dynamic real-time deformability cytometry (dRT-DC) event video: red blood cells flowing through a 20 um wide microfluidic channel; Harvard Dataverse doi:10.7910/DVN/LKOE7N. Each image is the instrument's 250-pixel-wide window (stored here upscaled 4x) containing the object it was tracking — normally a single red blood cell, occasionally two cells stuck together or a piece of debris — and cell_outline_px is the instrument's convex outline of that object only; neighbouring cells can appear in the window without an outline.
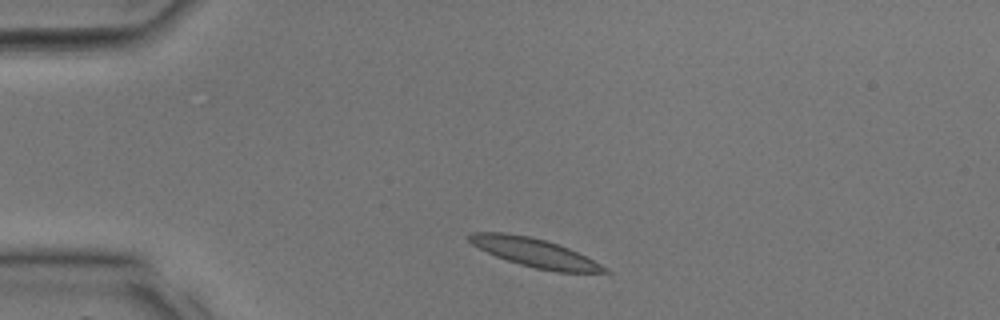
{"species": "common noctule bat (a hibernating species)", "species_latin": "Nyctalus noctula", "temperature_condition": "room temperature", "stored_images_in_passage": 29, "camera_frame_rate_fps": 3000, "um_per_image_px": 0.085, "animal": {"sex": "male", "body_mass_g": 17.9, "forearm_length_mm": 54.2}, "frame": {"image": 1, "passage_image": 1, "time_ms": 0.0, "image_size_px": [1000, 320], "cell_outline_px": [[612, 272], [556, 272], [536, 268], [520, 264], [496, 256], [472, 244], [468, 240], [468, 236], [472, 232], [504, 232], [528, 236], [544, 240], [568, 248], [608, 268]], "centroid_in_image_um": [45.42, 21.47], "position_along_channel_um": 39.6, "area_um2": 22.08}}
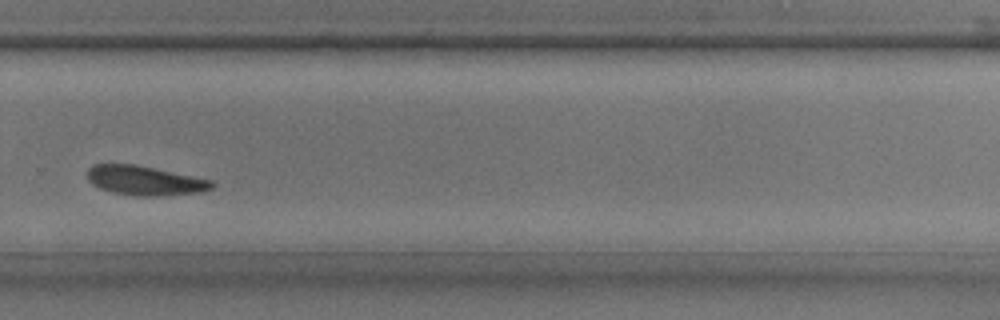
{"frame": {"image": 2, "passage_image": 18, "time_ms": 5.667, "image_size_px": [1000, 320], "cell_outline_px": [[216, 184], [212, 188], [200, 192], [160, 196], [140, 196], [112, 192], [100, 188], [92, 184], [88, 180], [88, 168], [92, 164], [136, 164], [212, 180]], "centroid_in_image_um": [12.31, 15.34], "position_along_channel_um": 317.5, "area_um2": 21.33}}
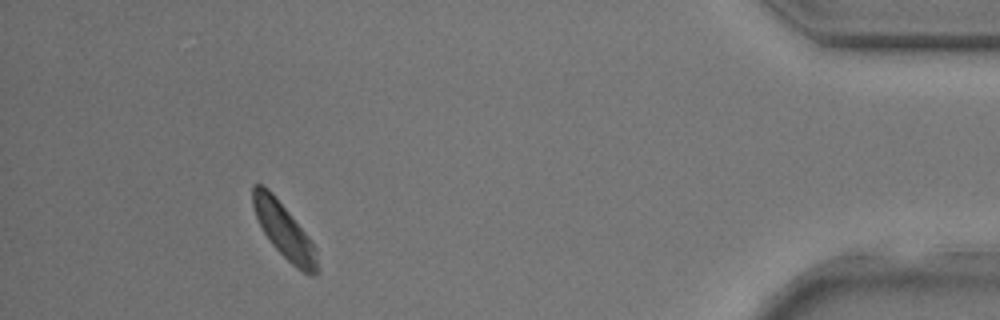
{"frame": {"image": 3, "passage_image": 26, "time_ms": 8.333, "image_size_px": [1000, 320], "cell_outline_px": [[320, 272], [304, 272], [296, 268], [272, 244], [264, 232], [256, 216], [252, 204], [252, 184], [260, 184], [268, 188], [272, 192], [304, 232], [316, 248]], "centroid_in_image_um": [24.13, 19.59], "position_along_channel_um": 411.1, "area_um2": 20.0}}